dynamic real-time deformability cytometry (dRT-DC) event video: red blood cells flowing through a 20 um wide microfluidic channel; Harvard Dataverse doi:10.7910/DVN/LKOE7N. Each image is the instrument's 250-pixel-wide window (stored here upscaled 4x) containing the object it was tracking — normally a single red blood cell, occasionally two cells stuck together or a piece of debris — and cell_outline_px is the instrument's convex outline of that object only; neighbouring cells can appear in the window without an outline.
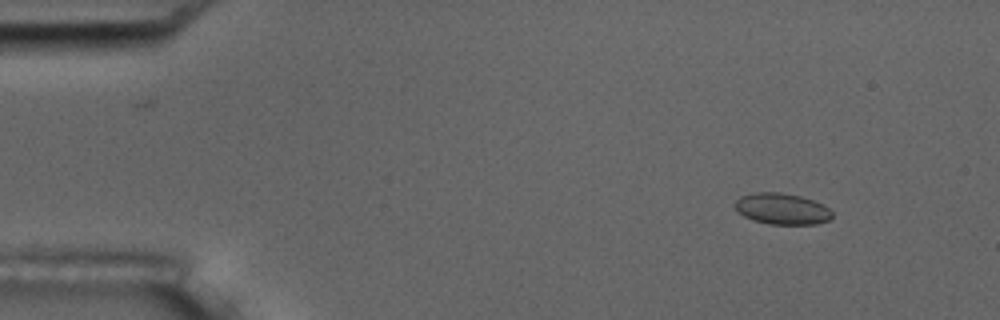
{"species": "common noctule bat (a hibernating species)", "species_latin": "Nyctalus noctula", "temperature_condition": "room temperature", "stored_images_in_passage": 6, "camera_frame_rate_fps": 3000, "um_per_image_px": 0.085, "animal": {"sex": "male", "body_mass_g": 17.5, "forearm_length_mm": 52.3}, "frame": {"image": 1, "passage_image": 2, "time_ms": 1.0, "image_size_px": [1000, 320], "cell_outline_px": [[832, 216], [828, 220], [816, 224], [768, 224], [752, 220], [744, 216], [732, 204], [740, 196], [756, 192], [780, 192], [800, 196], [824, 204], [832, 212]], "centroid_in_image_um": [66.45, 17.74], "position_along_channel_um": 18.5, "area_um2": 17.69}}
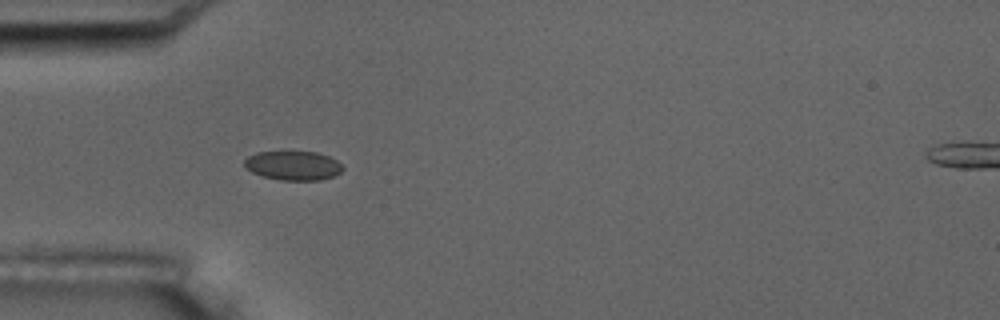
{"frame": {"image": 2, "passage_image": 5, "time_ms": 4.667, "image_size_px": [1000, 320], "cell_outline_px": [[344, 168], [340, 172], [332, 176], [320, 180], [280, 180], [264, 176], [252, 172], [244, 168], [244, 160], [248, 156], [256, 152], [316, 152], [328, 156], [336, 160]], "centroid_in_image_um": [24.89, 14.07], "position_along_channel_um": 60.1, "area_um2": 16.59}}